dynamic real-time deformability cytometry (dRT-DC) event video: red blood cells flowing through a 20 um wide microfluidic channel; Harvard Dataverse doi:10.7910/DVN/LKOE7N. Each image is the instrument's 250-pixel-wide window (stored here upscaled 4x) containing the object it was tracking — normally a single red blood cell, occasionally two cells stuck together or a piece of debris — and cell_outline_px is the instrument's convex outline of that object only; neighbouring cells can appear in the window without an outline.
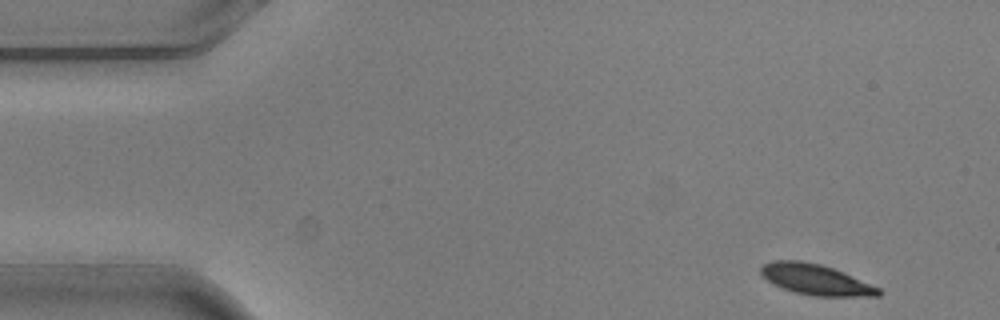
{"species": "common noctule bat (a hibernating species)", "species_latin": "Nyctalus noctula", "temperature_condition": "warm", "stored_images_in_passage": 4, "camera_frame_rate_fps": 3000, "um_per_image_px": 0.085, "animal": {"sex": "male", "body_mass_g": 20.5, "forearm_length_mm": 52.5}, "frame": {"image": 1, "passage_image": 1, "time_ms": 0.0, "image_size_px": [1000, 320], "cell_outline_px": [[884, 292], [880, 296], [812, 296], [792, 292], [780, 288], [772, 284], [760, 272], [760, 268], [764, 264], [772, 260], [800, 260], [820, 264], [832, 268], [880, 288]], "centroid_in_image_um": [69.31, 23.77], "position_along_channel_um": 15.7, "area_um2": 21.04}}
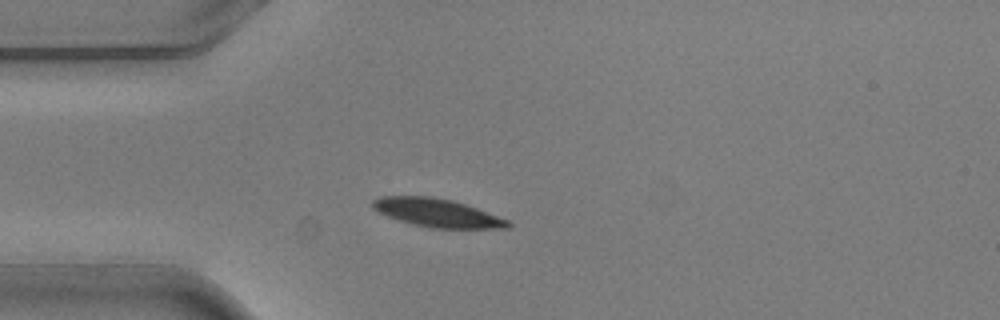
{"frame": {"image": 2, "passage_image": 4, "time_ms": 1.0, "image_size_px": [1000, 320], "cell_outline_px": [[512, 228], [432, 228], [412, 224], [376, 212], [372, 208], [372, 200], [380, 196], [432, 196], [452, 200], [476, 208], [508, 220], [512, 224]], "centroid_in_image_um": [37.12, 18.09], "position_along_channel_um": 47.9, "area_um2": 22.25}}